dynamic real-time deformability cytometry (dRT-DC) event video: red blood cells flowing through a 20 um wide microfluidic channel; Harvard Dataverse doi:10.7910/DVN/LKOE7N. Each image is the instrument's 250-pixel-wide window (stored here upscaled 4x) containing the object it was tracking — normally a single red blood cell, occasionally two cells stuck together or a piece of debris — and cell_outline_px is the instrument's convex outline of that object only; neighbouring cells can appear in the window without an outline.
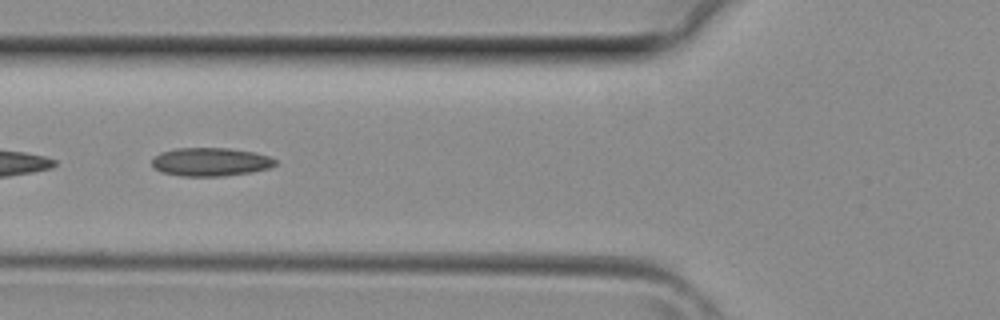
{"species": "common noctule bat (a hibernating species)", "species_latin": "Nyctalus noctula", "temperature_condition": "room temperature", "stored_images_in_passage": 36, "camera_frame_rate_fps": 3000, "um_per_image_px": 0.085, "animal": {"sex": "female", "body_mass_g": 29.2, "forearm_length_mm": 56.3}, "frame": {"image": 1, "passage_image": 14, "time_ms": 4.333, "image_size_px": [1000, 320], "cell_outline_px": [[276, 164], [268, 168], [252, 172], [224, 176], [180, 176], [160, 172], [152, 168], [152, 156], [160, 152], [176, 148], [228, 148], [256, 152], [268, 156], [276, 160]], "centroid_in_image_um": [17.84, 13.76], "position_along_channel_um": 108.0, "area_um2": 20.69}}
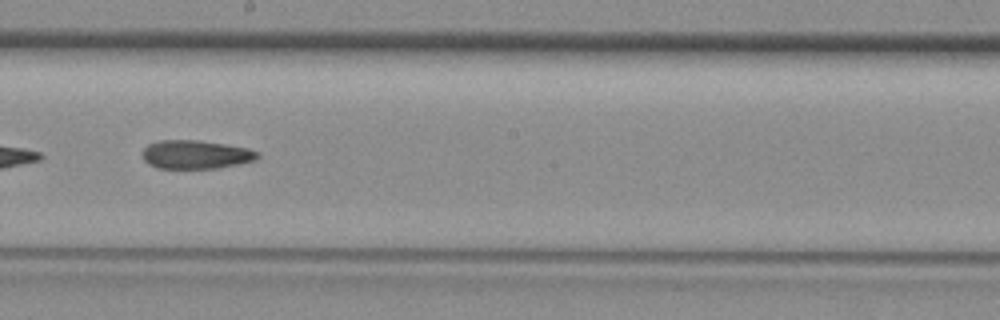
{"frame": {"image": 2, "passage_image": 21, "time_ms": 6.667, "image_size_px": [1000, 320], "cell_outline_px": [[260, 156], [256, 160], [216, 168], [156, 168], [148, 164], [144, 160], [144, 148], [148, 144], [160, 140], [196, 140], [224, 144], [248, 148], [260, 152]], "centroid_in_image_um": [16.65, 13.13], "position_along_channel_um": 231.5, "area_um2": 19.07}}
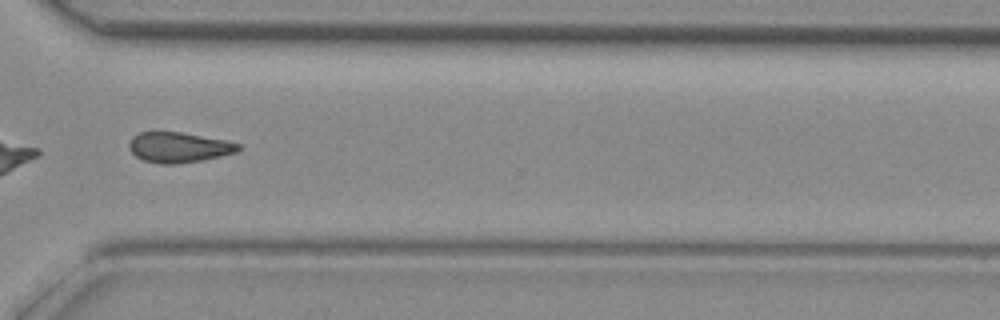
{"frame": {"image": 3, "passage_image": 28, "time_ms": 9.0, "image_size_px": [1000, 320], "cell_outline_px": [[240, 148], [236, 152], [220, 156], [200, 160], [176, 164], [160, 164], [144, 160], [136, 156], [128, 148], [128, 144], [132, 136], [140, 132], [180, 132], [228, 140], [240, 144]], "centroid_in_image_um": [15.18, 12.51], "position_along_channel_um": 355.4, "area_um2": 19.25}}